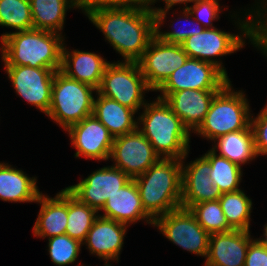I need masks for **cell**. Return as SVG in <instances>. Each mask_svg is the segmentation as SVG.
Segmentation results:
<instances>
[{
	"mask_svg": "<svg viewBox=\"0 0 267 266\" xmlns=\"http://www.w3.org/2000/svg\"><path fill=\"white\" fill-rule=\"evenodd\" d=\"M85 15L125 62H137L155 36V15L145 4L101 7Z\"/></svg>",
	"mask_w": 267,
	"mask_h": 266,
	"instance_id": "obj_1",
	"label": "cell"
},
{
	"mask_svg": "<svg viewBox=\"0 0 267 266\" xmlns=\"http://www.w3.org/2000/svg\"><path fill=\"white\" fill-rule=\"evenodd\" d=\"M4 66H30L59 71L62 65V32L30 29L1 35Z\"/></svg>",
	"mask_w": 267,
	"mask_h": 266,
	"instance_id": "obj_2",
	"label": "cell"
},
{
	"mask_svg": "<svg viewBox=\"0 0 267 266\" xmlns=\"http://www.w3.org/2000/svg\"><path fill=\"white\" fill-rule=\"evenodd\" d=\"M134 180L142 206L154 221L168 212L181 208V159L161 158Z\"/></svg>",
	"mask_w": 267,
	"mask_h": 266,
	"instance_id": "obj_3",
	"label": "cell"
},
{
	"mask_svg": "<svg viewBox=\"0 0 267 266\" xmlns=\"http://www.w3.org/2000/svg\"><path fill=\"white\" fill-rule=\"evenodd\" d=\"M138 117L143 127L138 130L152 144L160 158L185 159L188 155L190 131L172 111L169 104L159 97L143 107ZM162 156V157H161Z\"/></svg>",
	"mask_w": 267,
	"mask_h": 266,
	"instance_id": "obj_4",
	"label": "cell"
},
{
	"mask_svg": "<svg viewBox=\"0 0 267 266\" xmlns=\"http://www.w3.org/2000/svg\"><path fill=\"white\" fill-rule=\"evenodd\" d=\"M230 82L214 96L209 111L194 133L214 141L250 125L249 102L242 91H233Z\"/></svg>",
	"mask_w": 267,
	"mask_h": 266,
	"instance_id": "obj_5",
	"label": "cell"
},
{
	"mask_svg": "<svg viewBox=\"0 0 267 266\" xmlns=\"http://www.w3.org/2000/svg\"><path fill=\"white\" fill-rule=\"evenodd\" d=\"M93 86L67 77L60 70L55 72L51 104L47 116L65 131L73 124L92 115L94 106Z\"/></svg>",
	"mask_w": 267,
	"mask_h": 266,
	"instance_id": "obj_6",
	"label": "cell"
},
{
	"mask_svg": "<svg viewBox=\"0 0 267 266\" xmlns=\"http://www.w3.org/2000/svg\"><path fill=\"white\" fill-rule=\"evenodd\" d=\"M147 90L151 91L138 63L118 61L107 65L97 92L137 112L146 104L143 94Z\"/></svg>",
	"mask_w": 267,
	"mask_h": 266,
	"instance_id": "obj_7",
	"label": "cell"
},
{
	"mask_svg": "<svg viewBox=\"0 0 267 266\" xmlns=\"http://www.w3.org/2000/svg\"><path fill=\"white\" fill-rule=\"evenodd\" d=\"M161 233L176 244L196 255L207 257L210 234L197 222L189 209L179 208L154 221Z\"/></svg>",
	"mask_w": 267,
	"mask_h": 266,
	"instance_id": "obj_8",
	"label": "cell"
},
{
	"mask_svg": "<svg viewBox=\"0 0 267 266\" xmlns=\"http://www.w3.org/2000/svg\"><path fill=\"white\" fill-rule=\"evenodd\" d=\"M187 59L181 44L166 43L155 35L137 63L148 87L157 92Z\"/></svg>",
	"mask_w": 267,
	"mask_h": 266,
	"instance_id": "obj_9",
	"label": "cell"
},
{
	"mask_svg": "<svg viewBox=\"0 0 267 266\" xmlns=\"http://www.w3.org/2000/svg\"><path fill=\"white\" fill-rule=\"evenodd\" d=\"M229 81L214 64L188 57L157 90L162 94L158 97L165 100L171 93L186 89L221 90Z\"/></svg>",
	"mask_w": 267,
	"mask_h": 266,
	"instance_id": "obj_10",
	"label": "cell"
},
{
	"mask_svg": "<svg viewBox=\"0 0 267 266\" xmlns=\"http://www.w3.org/2000/svg\"><path fill=\"white\" fill-rule=\"evenodd\" d=\"M110 158L115 161V167L134 179L146 172L160 156L137 129L129 134L114 137Z\"/></svg>",
	"mask_w": 267,
	"mask_h": 266,
	"instance_id": "obj_11",
	"label": "cell"
},
{
	"mask_svg": "<svg viewBox=\"0 0 267 266\" xmlns=\"http://www.w3.org/2000/svg\"><path fill=\"white\" fill-rule=\"evenodd\" d=\"M16 93L47 115L55 70L30 66H5Z\"/></svg>",
	"mask_w": 267,
	"mask_h": 266,
	"instance_id": "obj_12",
	"label": "cell"
},
{
	"mask_svg": "<svg viewBox=\"0 0 267 266\" xmlns=\"http://www.w3.org/2000/svg\"><path fill=\"white\" fill-rule=\"evenodd\" d=\"M244 44L245 41L241 34L227 33L214 27L205 28L202 33L189 36L181 43V46L189 58L212 63L227 76L222 63L212 57L234 53L244 47Z\"/></svg>",
	"mask_w": 267,
	"mask_h": 266,
	"instance_id": "obj_13",
	"label": "cell"
},
{
	"mask_svg": "<svg viewBox=\"0 0 267 266\" xmlns=\"http://www.w3.org/2000/svg\"><path fill=\"white\" fill-rule=\"evenodd\" d=\"M131 178L115 166H107L94 171L78 184L66 187L80 202L100 211L105 202Z\"/></svg>",
	"mask_w": 267,
	"mask_h": 266,
	"instance_id": "obj_14",
	"label": "cell"
},
{
	"mask_svg": "<svg viewBox=\"0 0 267 266\" xmlns=\"http://www.w3.org/2000/svg\"><path fill=\"white\" fill-rule=\"evenodd\" d=\"M66 131L72 146L76 148L75 157L110 159L114 137L93 114L71 125Z\"/></svg>",
	"mask_w": 267,
	"mask_h": 266,
	"instance_id": "obj_15",
	"label": "cell"
},
{
	"mask_svg": "<svg viewBox=\"0 0 267 266\" xmlns=\"http://www.w3.org/2000/svg\"><path fill=\"white\" fill-rule=\"evenodd\" d=\"M182 159V198L181 208L189 209L200 202L218 200L223 194L213 180L210 162L203 156L188 165Z\"/></svg>",
	"mask_w": 267,
	"mask_h": 266,
	"instance_id": "obj_16",
	"label": "cell"
},
{
	"mask_svg": "<svg viewBox=\"0 0 267 266\" xmlns=\"http://www.w3.org/2000/svg\"><path fill=\"white\" fill-rule=\"evenodd\" d=\"M252 240L250 231L231 230L210 234L205 266H244Z\"/></svg>",
	"mask_w": 267,
	"mask_h": 266,
	"instance_id": "obj_17",
	"label": "cell"
},
{
	"mask_svg": "<svg viewBox=\"0 0 267 266\" xmlns=\"http://www.w3.org/2000/svg\"><path fill=\"white\" fill-rule=\"evenodd\" d=\"M127 226L129 224L125 225L98 215L83 244L88 246L91 254H96L99 259L105 260V265H109L107 261L119 260L118 255L124 244Z\"/></svg>",
	"mask_w": 267,
	"mask_h": 266,
	"instance_id": "obj_18",
	"label": "cell"
},
{
	"mask_svg": "<svg viewBox=\"0 0 267 266\" xmlns=\"http://www.w3.org/2000/svg\"><path fill=\"white\" fill-rule=\"evenodd\" d=\"M220 90L186 89L171 93L165 101L183 124L195 131L209 111L214 96Z\"/></svg>",
	"mask_w": 267,
	"mask_h": 266,
	"instance_id": "obj_19",
	"label": "cell"
},
{
	"mask_svg": "<svg viewBox=\"0 0 267 266\" xmlns=\"http://www.w3.org/2000/svg\"><path fill=\"white\" fill-rule=\"evenodd\" d=\"M102 217L113 219L127 225L140 220L154 225V220L145 212L140 194L134 179L107 199L101 211Z\"/></svg>",
	"mask_w": 267,
	"mask_h": 266,
	"instance_id": "obj_20",
	"label": "cell"
},
{
	"mask_svg": "<svg viewBox=\"0 0 267 266\" xmlns=\"http://www.w3.org/2000/svg\"><path fill=\"white\" fill-rule=\"evenodd\" d=\"M41 204L38 218L33 227L36 237L50 238L65 234L68 219V190L65 188L50 198L40 194L37 201Z\"/></svg>",
	"mask_w": 267,
	"mask_h": 266,
	"instance_id": "obj_21",
	"label": "cell"
},
{
	"mask_svg": "<svg viewBox=\"0 0 267 266\" xmlns=\"http://www.w3.org/2000/svg\"><path fill=\"white\" fill-rule=\"evenodd\" d=\"M62 50V65L60 71L67 77L93 86L100 87L105 68L110 62L105 61L101 55L93 52Z\"/></svg>",
	"mask_w": 267,
	"mask_h": 266,
	"instance_id": "obj_22",
	"label": "cell"
},
{
	"mask_svg": "<svg viewBox=\"0 0 267 266\" xmlns=\"http://www.w3.org/2000/svg\"><path fill=\"white\" fill-rule=\"evenodd\" d=\"M97 93L94 99L93 115L109 130L113 137L129 134L138 129L134 120L136 111Z\"/></svg>",
	"mask_w": 267,
	"mask_h": 266,
	"instance_id": "obj_23",
	"label": "cell"
},
{
	"mask_svg": "<svg viewBox=\"0 0 267 266\" xmlns=\"http://www.w3.org/2000/svg\"><path fill=\"white\" fill-rule=\"evenodd\" d=\"M37 179L22 170L0 163V199L8 202H36L41 192Z\"/></svg>",
	"mask_w": 267,
	"mask_h": 266,
	"instance_id": "obj_24",
	"label": "cell"
},
{
	"mask_svg": "<svg viewBox=\"0 0 267 266\" xmlns=\"http://www.w3.org/2000/svg\"><path fill=\"white\" fill-rule=\"evenodd\" d=\"M34 29L59 33L68 8H79L78 0H30Z\"/></svg>",
	"mask_w": 267,
	"mask_h": 266,
	"instance_id": "obj_25",
	"label": "cell"
},
{
	"mask_svg": "<svg viewBox=\"0 0 267 266\" xmlns=\"http://www.w3.org/2000/svg\"><path fill=\"white\" fill-rule=\"evenodd\" d=\"M216 141L217 144H215L212 150L217 152V149H219L218 155L227 158L239 166L252 161L257 156L250 125L245 130L220 136L214 140V142Z\"/></svg>",
	"mask_w": 267,
	"mask_h": 266,
	"instance_id": "obj_26",
	"label": "cell"
},
{
	"mask_svg": "<svg viewBox=\"0 0 267 266\" xmlns=\"http://www.w3.org/2000/svg\"><path fill=\"white\" fill-rule=\"evenodd\" d=\"M229 226L233 230L249 231L252 201L243 190L226 192L218 199Z\"/></svg>",
	"mask_w": 267,
	"mask_h": 266,
	"instance_id": "obj_27",
	"label": "cell"
},
{
	"mask_svg": "<svg viewBox=\"0 0 267 266\" xmlns=\"http://www.w3.org/2000/svg\"><path fill=\"white\" fill-rule=\"evenodd\" d=\"M97 210L80 202L68 191V219L65 234L83 244L94 221Z\"/></svg>",
	"mask_w": 267,
	"mask_h": 266,
	"instance_id": "obj_28",
	"label": "cell"
},
{
	"mask_svg": "<svg viewBox=\"0 0 267 266\" xmlns=\"http://www.w3.org/2000/svg\"><path fill=\"white\" fill-rule=\"evenodd\" d=\"M203 156L211 165L209 178L213 180L214 184L219 186L222 193L239 190L238 187L243 175L241 166L218 155L212 149Z\"/></svg>",
	"mask_w": 267,
	"mask_h": 266,
	"instance_id": "obj_29",
	"label": "cell"
},
{
	"mask_svg": "<svg viewBox=\"0 0 267 266\" xmlns=\"http://www.w3.org/2000/svg\"><path fill=\"white\" fill-rule=\"evenodd\" d=\"M0 26L16 32L33 29L30 0H0Z\"/></svg>",
	"mask_w": 267,
	"mask_h": 266,
	"instance_id": "obj_30",
	"label": "cell"
},
{
	"mask_svg": "<svg viewBox=\"0 0 267 266\" xmlns=\"http://www.w3.org/2000/svg\"><path fill=\"white\" fill-rule=\"evenodd\" d=\"M189 210L209 234L233 230L226 220L219 200L200 202L192 205Z\"/></svg>",
	"mask_w": 267,
	"mask_h": 266,
	"instance_id": "obj_31",
	"label": "cell"
},
{
	"mask_svg": "<svg viewBox=\"0 0 267 266\" xmlns=\"http://www.w3.org/2000/svg\"><path fill=\"white\" fill-rule=\"evenodd\" d=\"M50 258L57 266L72 264L77 260L82 243L67 234L48 238Z\"/></svg>",
	"mask_w": 267,
	"mask_h": 266,
	"instance_id": "obj_32",
	"label": "cell"
},
{
	"mask_svg": "<svg viewBox=\"0 0 267 266\" xmlns=\"http://www.w3.org/2000/svg\"><path fill=\"white\" fill-rule=\"evenodd\" d=\"M219 0H196L194 5L188 7L193 20L198 21L204 28H214L212 21L220 17Z\"/></svg>",
	"mask_w": 267,
	"mask_h": 266,
	"instance_id": "obj_33",
	"label": "cell"
},
{
	"mask_svg": "<svg viewBox=\"0 0 267 266\" xmlns=\"http://www.w3.org/2000/svg\"><path fill=\"white\" fill-rule=\"evenodd\" d=\"M266 1L267 3V0H264L263 1V4H265V6L262 5L261 3V6H262V9L259 7V9H257L255 11V9L253 10L252 9V14L253 11L255 12V18L253 17L254 15H250L251 12H249L247 15L249 16V19H246V20H243L241 22V19L239 20L238 18V21L240 22H237V24H239V29H241V31L243 32L242 35L245 36V38L252 41L251 43H253L254 47L257 46L258 49L260 48V25L267 19V4L264 3ZM263 11L266 13L264 14ZM262 12V13H261ZM263 15V16H262ZM266 15V16H265ZM263 18V19H262ZM246 21V22H245Z\"/></svg>",
	"mask_w": 267,
	"mask_h": 266,
	"instance_id": "obj_34",
	"label": "cell"
},
{
	"mask_svg": "<svg viewBox=\"0 0 267 266\" xmlns=\"http://www.w3.org/2000/svg\"><path fill=\"white\" fill-rule=\"evenodd\" d=\"M250 126L254 137V146L258 155H267V105L258 116L251 117Z\"/></svg>",
	"mask_w": 267,
	"mask_h": 266,
	"instance_id": "obj_35",
	"label": "cell"
},
{
	"mask_svg": "<svg viewBox=\"0 0 267 266\" xmlns=\"http://www.w3.org/2000/svg\"><path fill=\"white\" fill-rule=\"evenodd\" d=\"M185 21L187 22L189 19H192L193 16L191 13L188 11V9H184L183 13ZM189 17V18H188ZM189 22L191 25H193L195 28L192 27V29H185V30H177L173 29L172 31L169 32H161L159 29H155V35L162 41L166 43H171V44H181L185 39H187L189 36H193L194 34H199L204 31V27L199 25L200 23L198 21L197 25H194L195 23L190 20ZM179 22V20H178ZM182 27V26H181ZM190 28V27H189Z\"/></svg>",
	"mask_w": 267,
	"mask_h": 266,
	"instance_id": "obj_36",
	"label": "cell"
},
{
	"mask_svg": "<svg viewBox=\"0 0 267 266\" xmlns=\"http://www.w3.org/2000/svg\"><path fill=\"white\" fill-rule=\"evenodd\" d=\"M145 0H78L79 9L82 8L84 13L101 7H122L142 5Z\"/></svg>",
	"mask_w": 267,
	"mask_h": 266,
	"instance_id": "obj_37",
	"label": "cell"
},
{
	"mask_svg": "<svg viewBox=\"0 0 267 266\" xmlns=\"http://www.w3.org/2000/svg\"><path fill=\"white\" fill-rule=\"evenodd\" d=\"M244 266H267V248L260 239L250 242Z\"/></svg>",
	"mask_w": 267,
	"mask_h": 266,
	"instance_id": "obj_38",
	"label": "cell"
},
{
	"mask_svg": "<svg viewBox=\"0 0 267 266\" xmlns=\"http://www.w3.org/2000/svg\"><path fill=\"white\" fill-rule=\"evenodd\" d=\"M158 1V0H157ZM156 0H145L144 4L148 7V9L154 13L155 15V29H160L161 25L163 24V20L166 17L167 11L172 8L175 4H186V7L183 9H188L187 3L195 2L196 0H161L165 3L166 7L164 8H151L150 5L157 2Z\"/></svg>",
	"mask_w": 267,
	"mask_h": 266,
	"instance_id": "obj_39",
	"label": "cell"
},
{
	"mask_svg": "<svg viewBox=\"0 0 267 266\" xmlns=\"http://www.w3.org/2000/svg\"><path fill=\"white\" fill-rule=\"evenodd\" d=\"M260 49L267 56V19L260 25Z\"/></svg>",
	"mask_w": 267,
	"mask_h": 266,
	"instance_id": "obj_40",
	"label": "cell"
},
{
	"mask_svg": "<svg viewBox=\"0 0 267 266\" xmlns=\"http://www.w3.org/2000/svg\"><path fill=\"white\" fill-rule=\"evenodd\" d=\"M265 228H264V234H263V236L265 237V238H259L260 239V241L265 245V247L267 248V224L264 226Z\"/></svg>",
	"mask_w": 267,
	"mask_h": 266,
	"instance_id": "obj_41",
	"label": "cell"
}]
</instances>
